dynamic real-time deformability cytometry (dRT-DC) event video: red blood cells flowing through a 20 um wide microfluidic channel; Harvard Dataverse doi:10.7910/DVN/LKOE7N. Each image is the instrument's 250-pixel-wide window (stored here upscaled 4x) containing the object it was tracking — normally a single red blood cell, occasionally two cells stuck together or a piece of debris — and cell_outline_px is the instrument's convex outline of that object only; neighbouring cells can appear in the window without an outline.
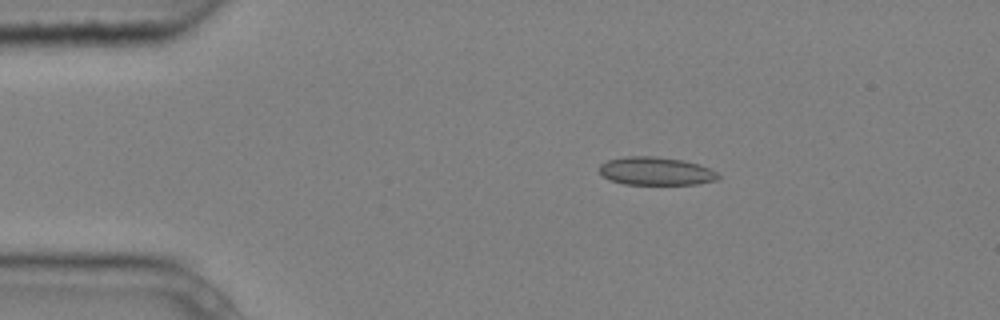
{"species": "common noctule bat (a hibernating species)", "species_latin": "Nyctalus noctula", "temperature_condition": "cold", "stored_images_in_passage": 2, "camera_frame_rate_fps": 3000, "um_per_image_px": 0.085, "animal": {"sex": "male", "body_mass_g": 20.4}, "frame": {"image": 1, "passage_image": 1, "time_ms": 0.0, "image_size_px": [1000, 320], "cell_outline_px": [[720, 176], [716, 180], [696, 184], [624, 184], [612, 180], [604, 176], [600, 172], [600, 164], [608, 160], [624, 156], [652, 156], [680, 160], [700, 164], [716, 172]], "centroid_in_image_um": [55.74, 14.54], "position_along_channel_um": 29.3, "area_um2": 19.25}}